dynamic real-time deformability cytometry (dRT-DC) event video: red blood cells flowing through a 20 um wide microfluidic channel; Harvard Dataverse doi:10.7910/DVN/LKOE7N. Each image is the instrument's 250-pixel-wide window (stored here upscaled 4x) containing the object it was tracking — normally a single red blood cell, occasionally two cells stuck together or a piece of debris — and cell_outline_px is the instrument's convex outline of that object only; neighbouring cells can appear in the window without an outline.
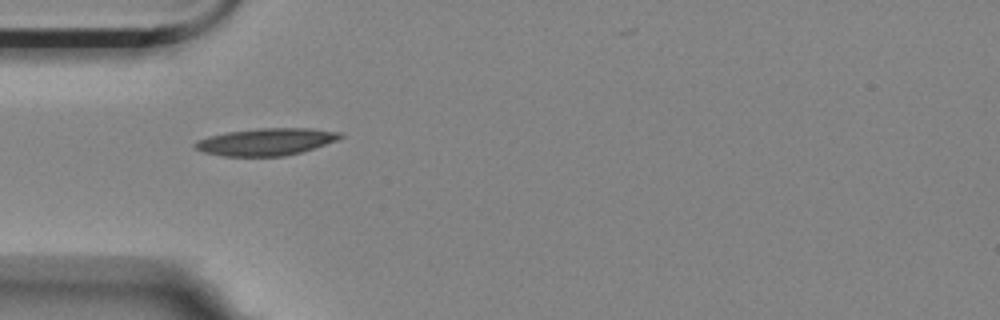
{"species": "Egyptian fruit bat (a non-hibernating species)", "species_latin": "Rousettus aegyptiacus", "temperature_condition": "room temperature", "stored_images_in_passage": 1, "camera_frame_rate_fps": 3000, "um_per_image_px": 0.085, "animal": {"sex": "female"}, "frame": {"image": 1, "passage_image": 1, "time_ms": 0.0, "image_size_px": [1000, 320], "cell_outline_px": [[344, 136], [336, 140], [300, 152], [284, 156], [224, 156], [204, 152], [196, 148], [192, 144], [196, 140], [208, 136], [228, 132], [256, 128], [312, 128], [340, 132]], "centroid_in_image_um": [22.58, 12.04], "position_along_channel_um": 62.4, "area_um2": 22.83}}